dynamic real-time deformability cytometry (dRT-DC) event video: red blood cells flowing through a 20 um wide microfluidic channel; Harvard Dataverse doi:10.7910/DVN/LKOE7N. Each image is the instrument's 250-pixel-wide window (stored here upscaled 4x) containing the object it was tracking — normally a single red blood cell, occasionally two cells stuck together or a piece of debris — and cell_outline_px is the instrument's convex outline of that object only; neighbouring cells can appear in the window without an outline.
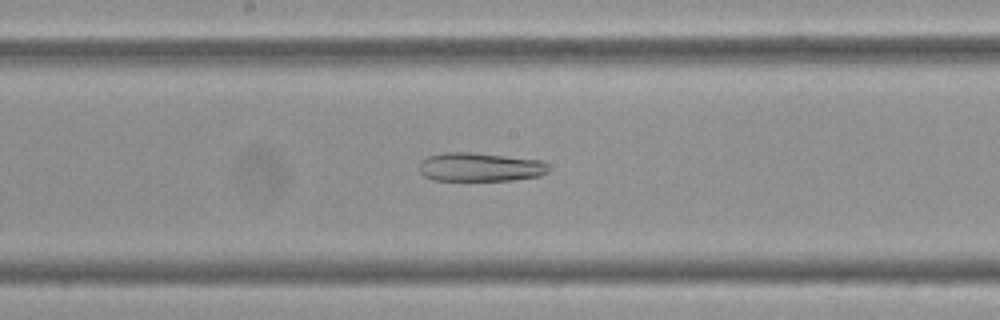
{"species": "Egyptian fruit bat (a non-hibernating species)", "species_latin": "Rousettus aegyptiacus", "temperature_condition": "cold", "stored_images_in_passage": 60, "camera_frame_rate_fps": 3000, "um_per_image_px": 0.085, "frame": {"image": 1, "passage_image": 32, "time_ms": 10.333, "image_size_px": [1000, 320], "cell_outline_px": [[548, 172], [540, 176], [512, 180], [432, 180], [424, 176], [420, 172], [420, 160], [428, 156], [444, 152], [468, 152], [540, 160], [548, 164]], "centroid_in_image_um": [40.78, 14.2], "position_along_channel_um": 207.4, "area_um2": 21.62}}
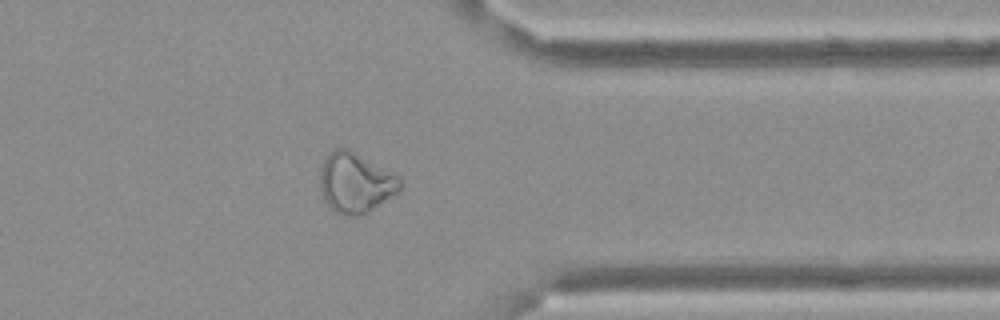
{"frame": {"image": 2, "passage_image": 48, "time_ms": 15.667, "image_size_px": [1000, 320], "cell_outline_px": [[400, 188], [396, 192], [368, 212], [356, 216], [344, 216], [336, 212], [324, 200], [320, 192], [320, 168], [328, 152], [332, 148], [348, 148], [400, 176]], "centroid_in_image_um": [30.17, 15.51], "position_along_channel_um": 381.2, "area_um2": 27.98}}
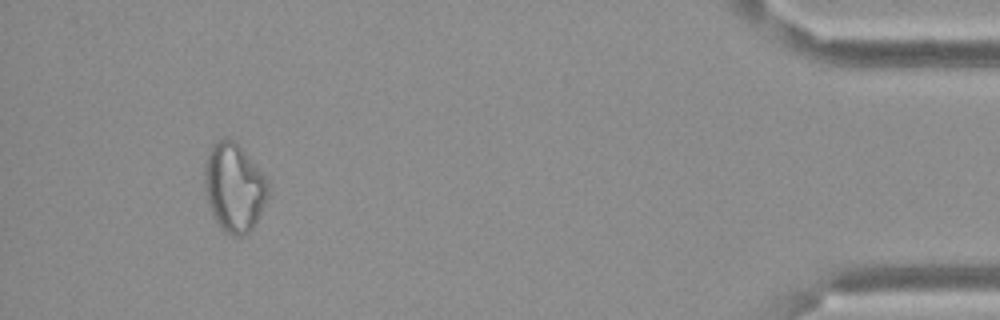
{"frame": {"image": 3, "passage_image": 56, "time_ms": 18.333, "image_size_px": [1000, 320], "cell_outline_px": [[268, 196], [252, 228], [248, 232], [240, 236], [232, 236], [224, 232], [216, 220], [212, 212], [208, 200], [204, 180], [204, 168], [208, 152], [212, 144], [216, 140], [224, 136], [232, 140], [244, 152], [268, 180]], "centroid_in_image_um": [19.88, 15.92], "position_along_channel_um": 415.3, "area_um2": 32.19}}